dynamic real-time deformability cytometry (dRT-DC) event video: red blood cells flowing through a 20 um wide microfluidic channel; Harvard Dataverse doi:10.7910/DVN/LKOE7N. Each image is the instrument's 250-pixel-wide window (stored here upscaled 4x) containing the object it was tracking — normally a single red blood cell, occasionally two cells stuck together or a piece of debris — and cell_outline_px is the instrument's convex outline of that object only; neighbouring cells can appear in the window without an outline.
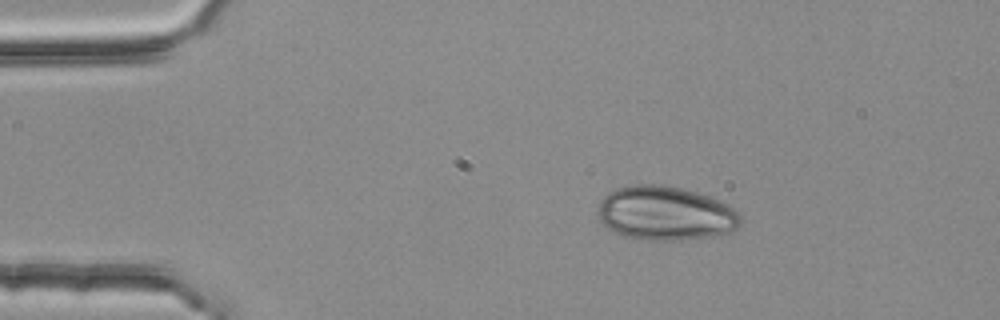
{"species": "common noctule bat (a hibernating species)", "species_latin": "Nyctalus noctula", "temperature_condition": "room temperature", "stored_images_in_passage": 2, "camera_frame_rate_fps": 3000, "um_per_image_px": 0.085, "animal": {"sex": "female", "body_mass_g": 25.1}, "frame": {"image": 1, "passage_image": 1, "time_ms": 0.0, "image_size_px": [1000, 320], "cell_outline_px": [[740, 224], [732, 232], [712, 236], [672, 240], [640, 240], [624, 236], [612, 232], [600, 220], [596, 212], [600, 200], [608, 192], [616, 188], [632, 184], [660, 184], [680, 188], [696, 192], [708, 196], [732, 208], [740, 216]], "centroid_in_image_um": [56.49, 18.13], "position_along_channel_um": 28.5, "area_um2": 44.97}}